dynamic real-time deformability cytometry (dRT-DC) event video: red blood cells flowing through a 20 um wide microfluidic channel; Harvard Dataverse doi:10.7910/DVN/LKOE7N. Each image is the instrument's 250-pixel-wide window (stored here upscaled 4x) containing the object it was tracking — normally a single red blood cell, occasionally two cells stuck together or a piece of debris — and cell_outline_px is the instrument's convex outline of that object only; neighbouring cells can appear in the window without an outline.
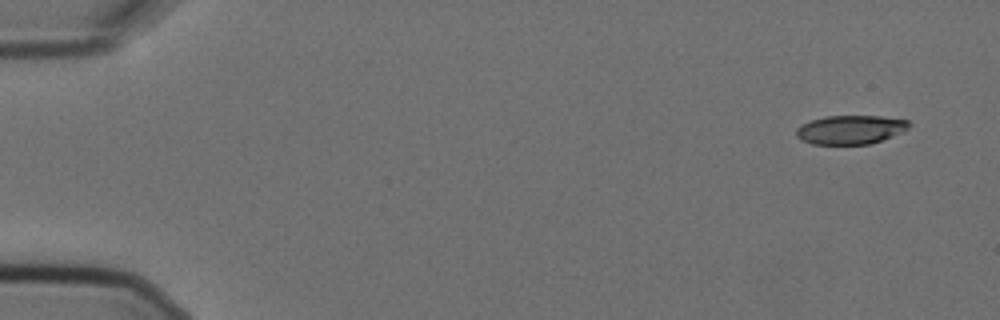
{"species": "Egyptian fruit bat (a non-hibernating species)", "species_latin": "Rousettus aegyptiacus", "temperature_condition": "cold", "stored_images_in_passage": 4, "camera_frame_rate_fps": 3000, "um_per_image_px": 0.085, "animal": {"sex": "female"}, "frame": {"image": 1, "passage_image": 1, "time_ms": 0.0, "image_size_px": [1000, 320], "cell_outline_px": [[912, 124], [904, 132], [868, 144], [812, 144], [800, 140], [796, 136], [796, 128], [812, 120], [824, 116], [880, 116], [908, 120]], "centroid_in_image_um": [72.3, 11.02], "position_along_channel_um": 12.7, "area_um2": 18.96}}
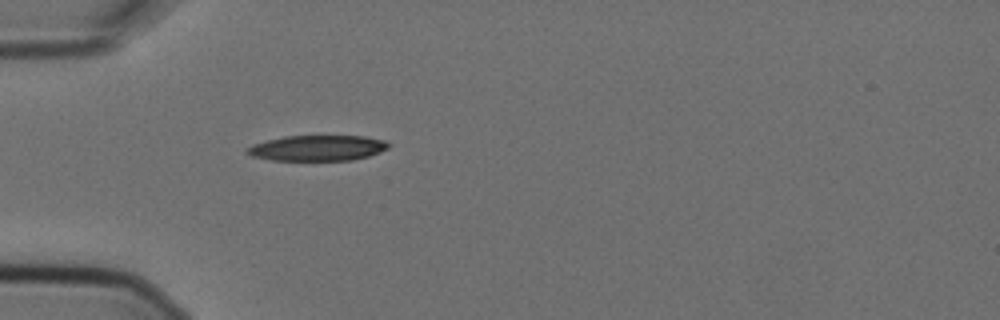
{"frame": {"image": 2, "passage_image": 4, "time_ms": 1.0, "image_size_px": [1000, 320], "cell_outline_px": [[392, 144], [388, 148], [380, 152], [368, 156], [352, 160], [272, 160], [252, 156], [244, 152], [244, 148], [252, 144], [284, 136], [364, 136], [388, 140]], "centroid_in_image_um": [27.0, 12.57], "position_along_channel_um": 58.0, "area_um2": 21.27}}